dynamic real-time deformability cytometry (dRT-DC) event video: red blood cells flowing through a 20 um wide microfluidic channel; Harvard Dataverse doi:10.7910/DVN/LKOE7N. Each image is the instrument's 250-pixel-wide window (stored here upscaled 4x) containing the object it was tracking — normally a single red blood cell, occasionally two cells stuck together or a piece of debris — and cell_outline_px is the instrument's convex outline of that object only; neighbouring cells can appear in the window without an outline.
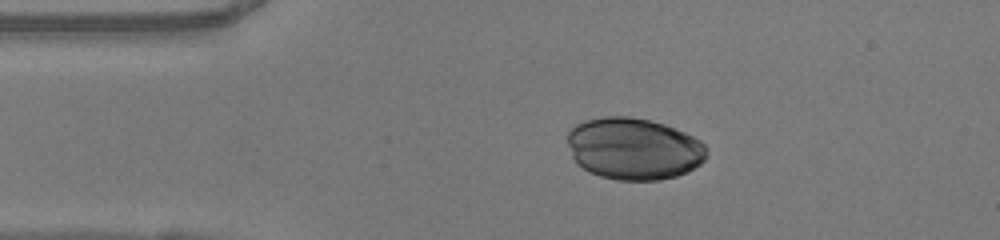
{"species": "human", "species_latin": "Homo sapiens", "temperature_condition": "warm", "stored_images_in_passage": 30, "camera_frame_rate_fps": 3000, "um_per_image_px": 0.085, "donor": {"sex": "female"}, "frame": {"image": 1, "passage_image": 1, "time_ms": 0.0, "image_size_px": [1000, 240], "cell_outline_px": [[708, 148], [704, 160], [700, 164], [688, 172], [676, 176], [660, 180], [616, 180], [600, 176], [576, 164], [572, 156], [568, 144], [568, 132], [576, 124], [584, 120], [604, 116], [628, 116], [648, 120], [664, 124], [684, 132], [700, 140]], "centroid_in_image_um": [53.87, 12.64], "position_along_channel_um": 31.1, "area_um2": 50.29}}
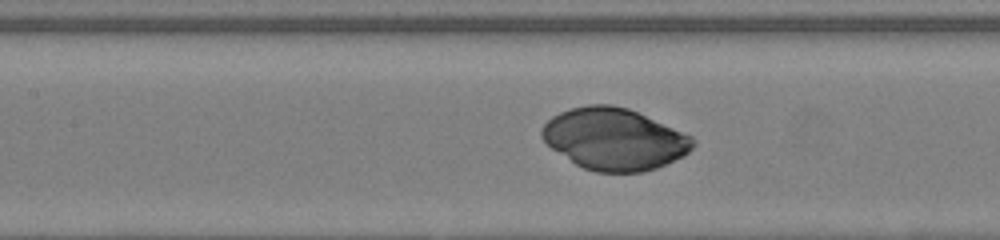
{"frame": {"image": 2, "passage_image": 13, "time_ms": 4.0, "image_size_px": [1000, 240], "cell_outline_px": [[696, 144], [684, 156], [656, 168], [644, 172], [596, 172], [584, 168], [576, 164], [552, 148], [540, 136], [540, 132], [544, 124], [552, 116], [560, 112], [572, 108], [588, 104], [612, 104], [628, 108], [692, 136], [696, 140]], "centroid_in_image_um": [52.22, 11.82], "position_along_channel_um": 155.2, "area_um2": 54.16}}
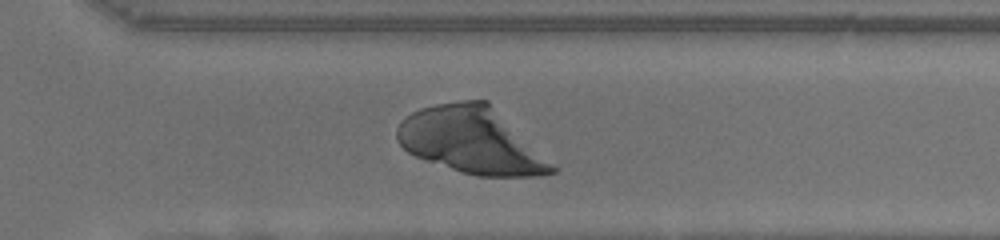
{"frame": {"image": 3, "passage_image": 26, "time_ms": 8.333, "image_size_px": [1000, 240], "cell_outline_px": [[560, 168], [556, 172], [540, 176], [476, 176], [460, 172], [416, 156], [408, 152], [396, 140], [396, 128], [400, 120], [404, 116], [420, 108], [436, 104], [460, 100], [488, 100], [556, 164]], "centroid_in_image_um": [40.12, 11.94], "position_along_channel_um": 330.5, "area_um2": 60.46}}